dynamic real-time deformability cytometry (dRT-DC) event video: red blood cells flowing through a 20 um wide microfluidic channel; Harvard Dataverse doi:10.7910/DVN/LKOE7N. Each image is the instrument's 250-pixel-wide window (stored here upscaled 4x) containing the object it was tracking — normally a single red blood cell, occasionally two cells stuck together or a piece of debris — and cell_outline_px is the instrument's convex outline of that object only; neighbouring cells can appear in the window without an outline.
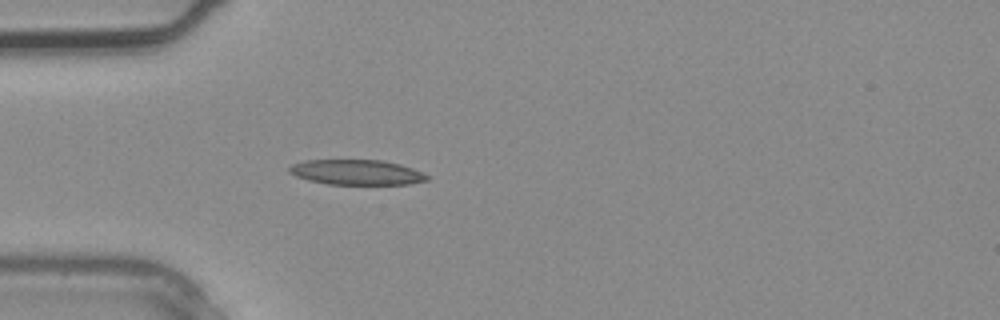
{"species": "common noctule bat (a hibernating species)", "species_latin": "Nyctalus noctula", "temperature_condition": "warm", "stored_images_in_passage": 3, "camera_frame_rate_fps": 3000, "um_per_image_px": 0.085, "animal": {"sex": "male", "body_mass_g": 20.4}, "frame": {"image": 1, "passage_image": 3, "time_ms": 0.667, "image_size_px": [1000, 320], "cell_outline_px": [[428, 180], [408, 184], [328, 184], [308, 180], [296, 176], [288, 172], [288, 168], [292, 164], [304, 160], [380, 160], [400, 164], [412, 168], [428, 176]], "centroid_in_image_um": [30.27, 14.64], "position_along_channel_um": 54.7, "area_um2": 20.06}}